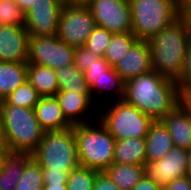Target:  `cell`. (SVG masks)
I'll list each match as a JSON object with an SVG mask.
<instances>
[{
    "mask_svg": "<svg viewBox=\"0 0 191 190\" xmlns=\"http://www.w3.org/2000/svg\"><path fill=\"white\" fill-rule=\"evenodd\" d=\"M123 100L159 121L181 103V96L175 81L151 70L125 82Z\"/></svg>",
    "mask_w": 191,
    "mask_h": 190,
    "instance_id": "cell-1",
    "label": "cell"
},
{
    "mask_svg": "<svg viewBox=\"0 0 191 190\" xmlns=\"http://www.w3.org/2000/svg\"><path fill=\"white\" fill-rule=\"evenodd\" d=\"M191 40L188 17L179 16L147 42L151 51L152 70L177 82L182 74L187 46Z\"/></svg>",
    "mask_w": 191,
    "mask_h": 190,
    "instance_id": "cell-2",
    "label": "cell"
},
{
    "mask_svg": "<svg viewBox=\"0 0 191 190\" xmlns=\"http://www.w3.org/2000/svg\"><path fill=\"white\" fill-rule=\"evenodd\" d=\"M0 119L4 146L9 152L32 154L37 149L45 130L34 109L0 104Z\"/></svg>",
    "mask_w": 191,
    "mask_h": 190,
    "instance_id": "cell-3",
    "label": "cell"
},
{
    "mask_svg": "<svg viewBox=\"0 0 191 190\" xmlns=\"http://www.w3.org/2000/svg\"><path fill=\"white\" fill-rule=\"evenodd\" d=\"M73 125L79 165L104 172L114 158L115 139L100 122ZM96 126V127H95Z\"/></svg>",
    "mask_w": 191,
    "mask_h": 190,
    "instance_id": "cell-4",
    "label": "cell"
},
{
    "mask_svg": "<svg viewBox=\"0 0 191 190\" xmlns=\"http://www.w3.org/2000/svg\"><path fill=\"white\" fill-rule=\"evenodd\" d=\"M42 169L71 172L79 166L73 126L45 131L37 149L31 154Z\"/></svg>",
    "mask_w": 191,
    "mask_h": 190,
    "instance_id": "cell-5",
    "label": "cell"
},
{
    "mask_svg": "<svg viewBox=\"0 0 191 190\" xmlns=\"http://www.w3.org/2000/svg\"><path fill=\"white\" fill-rule=\"evenodd\" d=\"M132 33L138 40H148L161 32L180 15L176 0H128Z\"/></svg>",
    "mask_w": 191,
    "mask_h": 190,
    "instance_id": "cell-6",
    "label": "cell"
},
{
    "mask_svg": "<svg viewBox=\"0 0 191 190\" xmlns=\"http://www.w3.org/2000/svg\"><path fill=\"white\" fill-rule=\"evenodd\" d=\"M110 103L106 111L102 110L98 118L115 140L146 138L154 122L150 116L145 115L135 106L127 104L124 100H114Z\"/></svg>",
    "mask_w": 191,
    "mask_h": 190,
    "instance_id": "cell-7",
    "label": "cell"
},
{
    "mask_svg": "<svg viewBox=\"0 0 191 190\" xmlns=\"http://www.w3.org/2000/svg\"><path fill=\"white\" fill-rule=\"evenodd\" d=\"M95 27L90 7L71 1L62 7L56 36L71 47H83Z\"/></svg>",
    "mask_w": 191,
    "mask_h": 190,
    "instance_id": "cell-8",
    "label": "cell"
},
{
    "mask_svg": "<svg viewBox=\"0 0 191 190\" xmlns=\"http://www.w3.org/2000/svg\"><path fill=\"white\" fill-rule=\"evenodd\" d=\"M75 48L53 36H30L27 63L54 70L74 63Z\"/></svg>",
    "mask_w": 191,
    "mask_h": 190,
    "instance_id": "cell-9",
    "label": "cell"
},
{
    "mask_svg": "<svg viewBox=\"0 0 191 190\" xmlns=\"http://www.w3.org/2000/svg\"><path fill=\"white\" fill-rule=\"evenodd\" d=\"M96 26L107 29L113 34L131 33V9L128 0H89Z\"/></svg>",
    "mask_w": 191,
    "mask_h": 190,
    "instance_id": "cell-10",
    "label": "cell"
},
{
    "mask_svg": "<svg viewBox=\"0 0 191 190\" xmlns=\"http://www.w3.org/2000/svg\"><path fill=\"white\" fill-rule=\"evenodd\" d=\"M65 4L62 0H35L24 14V26L29 36H53Z\"/></svg>",
    "mask_w": 191,
    "mask_h": 190,
    "instance_id": "cell-11",
    "label": "cell"
},
{
    "mask_svg": "<svg viewBox=\"0 0 191 190\" xmlns=\"http://www.w3.org/2000/svg\"><path fill=\"white\" fill-rule=\"evenodd\" d=\"M144 173L162 188L174 179L186 176L187 149L173 146L161 159L146 162Z\"/></svg>",
    "mask_w": 191,
    "mask_h": 190,
    "instance_id": "cell-12",
    "label": "cell"
},
{
    "mask_svg": "<svg viewBox=\"0 0 191 190\" xmlns=\"http://www.w3.org/2000/svg\"><path fill=\"white\" fill-rule=\"evenodd\" d=\"M29 37L24 25L0 24V61L27 63Z\"/></svg>",
    "mask_w": 191,
    "mask_h": 190,
    "instance_id": "cell-13",
    "label": "cell"
},
{
    "mask_svg": "<svg viewBox=\"0 0 191 190\" xmlns=\"http://www.w3.org/2000/svg\"><path fill=\"white\" fill-rule=\"evenodd\" d=\"M113 68L124 82L151 71V51L147 40H137Z\"/></svg>",
    "mask_w": 191,
    "mask_h": 190,
    "instance_id": "cell-14",
    "label": "cell"
},
{
    "mask_svg": "<svg viewBox=\"0 0 191 190\" xmlns=\"http://www.w3.org/2000/svg\"><path fill=\"white\" fill-rule=\"evenodd\" d=\"M55 97L59 101L64 117L72 126L89 123L84 115L94 105L95 100L92 99L91 93L58 90Z\"/></svg>",
    "mask_w": 191,
    "mask_h": 190,
    "instance_id": "cell-15",
    "label": "cell"
},
{
    "mask_svg": "<svg viewBox=\"0 0 191 190\" xmlns=\"http://www.w3.org/2000/svg\"><path fill=\"white\" fill-rule=\"evenodd\" d=\"M160 121L168 130L174 146L191 149V112L182 103Z\"/></svg>",
    "mask_w": 191,
    "mask_h": 190,
    "instance_id": "cell-16",
    "label": "cell"
},
{
    "mask_svg": "<svg viewBox=\"0 0 191 190\" xmlns=\"http://www.w3.org/2000/svg\"><path fill=\"white\" fill-rule=\"evenodd\" d=\"M36 118L45 131L69 129L72 125L66 120L55 96L41 97L34 107Z\"/></svg>",
    "mask_w": 191,
    "mask_h": 190,
    "instance_id": "cell-17",
    "label": "cell"
},
{
    "mask_svg": "<svg viewBox=\"0 0 191 190\" xmlns=\"http://www.w3.org/2000/svg\"><path fill=\"white\" fill-rule=\"evenodd\" d=\"M145 142L146 162L161 159L174 146L168 130L160 120L151 124Z\"/></svg>",
    "mask_w": 191,
    "mask_h": 190,
    "instance_id": "cell-18",
    "label": "cell"
},
{
    "mask_svg": "<svg viewBox=\"0 0 191 190\" xmlns=\"http://www.w3.org/2000/svg\"><path fill=\"white\" fill-rule=\"evenodd\" d=\"M145 138H128L116 140L113 162L118 164L145 165Z\"/></svg>",
    "mask_w": 191,
    "mask_h": 190,
    "instance_id": "cell-19",
    "label": "cell"
},
{
    "mask_svg": "<svg viewBox=\"0 0 191 190\" xmlns=\"http://www.w3.org/2000/svg\"><path fill=\"white\" fill-rule=\"evenodd\" d=\"M27 80L41 97L55 96L59 90L56 71L49 67L27 63Z\"/></svg>",
    "mask_w": 191,
    "mask_h": 190,
    "instance_id": "cell-20",
    "label": "cell"
},
{
    "mask_svg": "<svg viewBox=\"0 0 191 190\" xmlns=\"http://www.w3.org/2000/svg\"><path fill=\"white\" fill-rule=\"evenodd\" d=\"M120 190H133L145 175L143 165L118 164L113 162L103 172Z\"/></svg>",
    "mask_w": 191,
    "mask_h": 190,
    "instance_id": "cell-21",
    "label": "cell"
},
{
    "mask_svg": "<svg viewBox=\"0 0 191 190\" xmlns=\"http://www.w3.org/2000/svg\"><path fill=\"white\" fill-rule=\"evenodd\" d=\"M32 157L29 153H11L4 158L0 171V190H15L25 167V163Z\"/></svg>",
    "mask_w": 191,
    "mask_h": 190,
    "instance_id": "cell-22",
    "label": "cell"
},
{
    "mask_svg": "<svg viewBox=\"0 0 191 190\" xmlns=\"http://www.w3.org/2000/svg\"><path fill=\"white\" fill-rule=\"evenodd\" d=\"M27 80V63L0 61V101Z\"/></svg>",
    "mask_w": 191,
    "mask_h": 190,
    "instance_id": "cell-23",
    "label": "cell"
},
{
    "mask_svg": "<svg viewBox=\"0 0 191 190\" xmlns=\"http://www.w3.org/2000/svg\"><path fill=\"white\" fill-rule=\"evenodd\" d=\"M58 89L63 91H80L82 93H90V89L86 83L84 73L81 72L75 64H70L62 68L56 69Z\"/></svg>",
    "mask_w": 191,
    "mask_h": 190,
    "instance_id": "cell-24",
    "label": "cell"
},
{
    "mask_svg": "<svg viewBox=\"0 0 191 190\" xmlns=\"http://www.w3.org/2000/svg\"><path fill=\"white\" fill-rule=\"evenodd\" d=\"M137 40L132 32L113 34L103 58L111 67H114Z\"/></svg>",
    "mask_w": 191,
    "mask_h": 190,
    "instance_id": "cell-25",
    "label": "cell"
},
{
    "mask_svg": "<svg viewBox=\"0 0 191 190\" xmlns=\"http://www.w3.org/2000/svg\"><path fill=\"white\" fill-rule=\"evenodd\" d=\"M124 89H125V82L119 76V74L111 67L107 70L102 78L100 79V85H95L91 90V97L92 99L95 98V94L98 92L102 95V92L108 93L111 97L114 93L115 101H120L124 99ZM95 92V93H94ZM113 92V93H112ZM112 93V95L110 94Z\"/></svg>",
    "mask_w": 191,
    "mask_h": 190,
    "instance_id": "cell-26",
    "label": "cell"
},
{
    "mask_svg": "<svg viewBox=\"0 0 191 190\" xmlns=\"http://www.w3.org/2000/svg\"><path fill=\"white\" fill-rule=\"evenodd\" d=\"M40 98L41 96L37 90L26 80L22 85L1 100L0 104H11L34 109Z\"/></svg>",
    "mask_w": 191,
    "mask_h": 190,
    "instance_id": "cell-27",
    "label": "cell"
},
{
    "mask_svg": "<svg viewBox=\"0 0 191 190\" xmlns=\"http://www.w3.org/2000/svg\"><path fill=\"white\" fill-rule=\"evenodd\" d=\"M44 181L41 166L31 157L26 163L22 177L15 190H43Z\"/></svg>",
    "mask_w": 191,
    "mask_h": 190,
    "instance_id": "cell-28",
    "label": "cell"
},
{
    "mask_svg": "<svg viewBox=\"0 0 191 190\" xmlns=\"http://www.w3.org/2000/svg\"><path fill=\"white\" fill-rule=\"evenodd\" d=\"M100 172L88 167L78 166L69 173L67 180L68 190H93L97 175Z\"/></svg>",
    "mask_w": 191,
    "mask_h": 190,
    "instance_id": "cell-29",
    "label": "cell"
},
{
    "mask_svg": "<svg viewBox=\"0 0 191 190\" xmlns=\"http://www.w3.org/2000/svg\"><path fill=\"white\" fill-rule=\"evenodd\" d=\"M113 33L105 28L96 26L84 45L86 49L92 51L95 55L103 57Z\"/></svg>",
    "mask_w": 191,
    "mask_h": 190,
    "instance_id": "cell-30",
    "label": "cell"
},
{
    "mask_svg": "<svg viewBox=\"0 0 191 190\" xmlns=\"http://www.w3.org/2000/svg\"><path fill=\"white\" fill-rule=\"evenodd\" d=\"M0 24L24 25V13L15 0H0Z\"/></svg>",
    "mask_w": 191,
    "mask_h": 190,
    "instance_id": "cell-31",
    "label": "cell"
},
{
    "mask_svg": "<svg viewBox=\"0 0 191 190\" xmlns=\"http://www.w3.org/2000/svg\"><path fill=\"white\" fill-rule=\"evenodd\" d=\"M110 68L111 66L103 57L94 60V63L84 72L88 88L91 90L95 85H100V79Z\"/></svg>",
    "mask_w": 191,
    "mask_h": 190,
    "instance_id": "cell-32",
    "label": "cell"
},
{
    "mask_svg": "<svg viewBox=\"0 0 191 190\" xmlns=\"http://www.w3.org/2000/svg\"><path fill=\"white\" fill-rule=\"evenodd\" d=\"M176 83L181 97L191 89V40L187 46L181 77Z\"/></svg>",
    "mask_w": 191,
    "mask_h": 190,
    "instance_id": "cell-33",
    "label": "cell"
},
{
    "mask_svg": "<svg viewBox=\"0 0 191 190\" xmlns=\"http://www.w3.org/2000/svg\"><path fill=\"white\" fill-rule=\"evenodd\" d=\"M98 58H100L98 55H95L84 46L75 48L74 64L83 73L87 71L89 66L94 63V60Z\"/></svg>",
    "mask_w": 191,
    "mask_h": 190,
    "instance_id": "cell-34",
    "label": "cell"
},
{
    "mask_svg": "<svg viewBox=\"0 0 191 190\" xmlns=\"http://www.w3.org/2000/svg\"><path fill=\"white\" fill-rule=\"evenodd\" d=\"M70 172L42 169L44 185L66 184Z\"/></svg>",
    "mask_w": 191,
    "mask_h": 190,
    "instance_id": "cell-35",
    "label": "cell"
},
{
    "mask_svg": "<svg viewBox=\"0 0 191 190\" xmlns=\"http://www.w3.org/2000/svg\"><path fill=\"white\" fill-rule=\"evenodd\" d=\"M190 188L191 177L186 175L169 182L162 188V190H190Z\"/></svg>",
    "mask_w": 191,
    "mask_h": 190,
    "instance_id": "cell-36",
    "label": "cell"
},
{
    "mask_svg": "<svg viewBox=\"0 0 191 190\" xmlns=\"http://www.w3.org/2000/svg\"><path fill=\"white\" fill-rule=\"evenodd\" d=\"M93 190H120L103 172L95 179Z\"/></svg>",
    "mask_w": 191,
    "mask_h": 190,
    "instance_id": "cell-37",
    "label": "cell"
},
{
    "mask_svg": "<svg viewBox=\"0 0 191 190\" xmlns=\"http://www.w3.org/2000/svg\"><path fill=\"white\" fill-rule=\"evenodd\" d=\"M133 190H162V187L159 186L154 180L144 175Z\"/></svg>",
    "mask_w": 191,
    "mask_h": 190,
    "instance_id": "cell-38",
    "label": "cell"
},
{
    "mask_svg": "<svg viewBox=\"0 0 191 190\" xmlns=\"http://www.w3.org/2000/svg\"><path fill=\"white\" fill-rule=\"evenodd\" d=\"M177 10L180 16L187 17L191 14V0H176Z\"/></svg>",
    "mask_w": 191,
    "mask_h": 190,
    "instance_id": "cell-39",
    "label": "cell"
},
{
    "mask_svg": "<svg viewBox=\"0 0 191 190\" xmlns=\"http://www.w3.org/2000/svg\"><path fill=\"white\" fill-rule=\"evenodd\" d=\"M34 1L35 0H15L24 14L30 9L31 5L34 4Z\"/></svg>",
    "mask_w": 191,
    "mask_h": 190,
    "instance_id": "cell-40",
    "label": "cell"
},
{
    "mask_svg": "<svg viewBox=\"0 0 191 190\" xmlns=\"http://www.w3.org/2000/svg\"><path fill=\"white\" fill-rule=\"evenodd\" d=\"M181 103L191 112V89L181 97Z\"/></svg>",
    "mask_w": 191,
    "mask_h": 190,
    "instance_id": "cell-41",
    "label": "cell"
},
{
    "mask_svg": "<svg viewBox=\"0 0 191 190\" xmlns=\"http://www.w3.org/2000/svg\"><path fill=\"white\" fill-rule=\"evenodd\" d=\"M43 190H68L66 184L44 185Z\"/></svg>",
    "mask_w": 191,
    "mask_h": 190,
    "instance_id": "cell-42",
    "label": "cell"
},
{
    "mask_svg": "<svg viewBox=\"0 0 191 190\" xmlns=\"http://www.w3.org/2000/svg\"><path fill=\"white\" fill-rule=\"evenodd\" d=\"M9 153V150L6 147H0V171L2 170L4 158Z\"/></svg>",
    "mask_w": 191,
    "mask_h": 190,
    "instance_id": "cell-43",
    "label": "cell"
},
{
    "mask_svg": "<svg viewBox=\"0 0 191 190\" xmlns=\"http://www.w3.org/2000/svg\"><path fill=\"white\" fill-rule=\"evenodd\" d=\"M187 175L191 177V149L187 150Z\"/></svg>",
    "mask_w": 191,
    "mask_h": 190,
    "instance_id": "cell-44",
    "label": "cell"
},
{
    "mask_svg": "<svg viewBox=\"0 0 191 190\" xmlns=\"http://www.w3.org/2000/svg\"><path fill=\"white\" fill-rule=\"evenodd\" d=\"M0 147H5L4 146V141L2 138V131H1V119H0Z\"/></svg>",
    "mask_w": 191,
    "mask_h": 190,
    "instance_id": "cell-45",
    "label": "cell"
},
{
    "mask_svg": "<svg viewBox=\"0 0 191 190\" xmlns=\"http://www.w3.org/2000/svg\"><path fill=\"white\" fill-rule=\"evenodd\" d=\"M89 0H72V2L86 3Z\"/></svg>",
    "mask_w": 191,
    "mask_h": 190,
    "instance_id": "cell-46",
    "label": "cell"
},
{
    "mask_svg": "<svg viewBox=\"0 0 191 190\" xmlns=\"http://www.w3.org/2000/svg\"><path fill=\"white\" fill-rule=\"evenodd\" d=\"M187 17L189 19V23H190V26H191V14H189Z\"/></svg>",
    "mask_w": 191,
    "mask_h": 190,
    "instance_id": "cell-47",
    "label": "cell"
},
{
    "mask_svg": "<svg viewBox=\"0 0 191 190\" xmlns=\"http://www.w3.org/2000/svg\"><path fill=\"white\" fill-rule=\"evenodd\" d=\"M63 2H65V3H69V2H71L72 0H62Z\"/></svg>",
    "mask_w": 191,
    "mask_h": 190,
    "instance_id": "cell-48",
    "label": "cell"
}]
</instances>
